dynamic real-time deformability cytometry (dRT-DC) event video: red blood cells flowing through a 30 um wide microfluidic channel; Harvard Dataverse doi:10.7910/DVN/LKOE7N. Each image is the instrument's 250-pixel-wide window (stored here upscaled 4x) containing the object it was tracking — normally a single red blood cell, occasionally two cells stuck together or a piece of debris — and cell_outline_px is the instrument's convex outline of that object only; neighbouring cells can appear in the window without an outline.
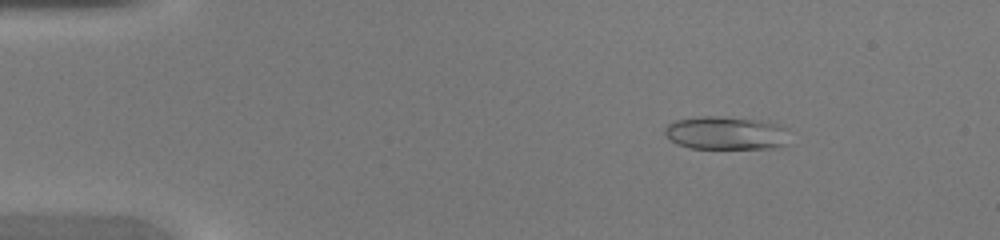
{"species": "common noctule bat (a hibernating species)", "species_latin": "Nyctalus noctula", "temperature_condition": "warm", "stored_images_in_passage": 45, "camera_frame_rate_fps": 3000, "um_per_image_px": 0.085, "animal": {"sex": "female", "body_mass_g": 20.0, "forearm_length_mm": 54.0}, "frame": {"image": 1, "passage_image": 6, "time_ms": 1.667, "image_size_px": [1000, 240], "cell_outline_px": [[788, 144], [776, 148], [692, 148], [680, 144], [672, 140], [664, 132], [664, 128], [668, 124], [676, 120], [700, 116], [724, 116], [760, 120], [776, 124], [788, 128]], "centroid_in_image_um": [61.77, 11.3], "position_along_channel_um": 23.2, "area_um2": 24.22}}
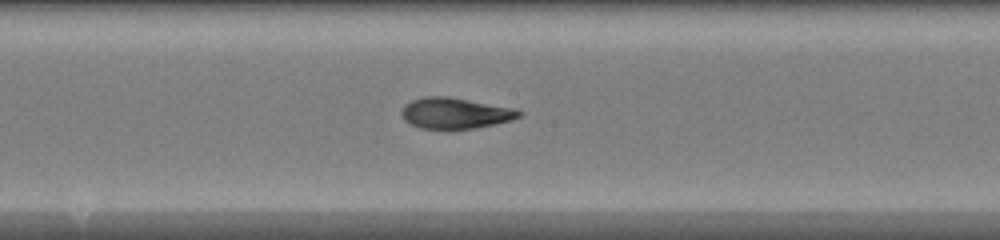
{"frame": {"image": 2, "passage_image": 24, "time_ms": 7.667, "image_size_px": [1000, 240], "cell_outline_px": [[524, 112], [520, 116], [512, 120], [496, 124], [476, 128], [420, 128], [404, 120], [400, 112], [404, 104], [412, 100], [424, 96], [448, 96], [512, 108]], "centroid_in_image_um": [38.67, 9.61], "position_along_channel_um": 209.5, "area_um2": 21.04}}
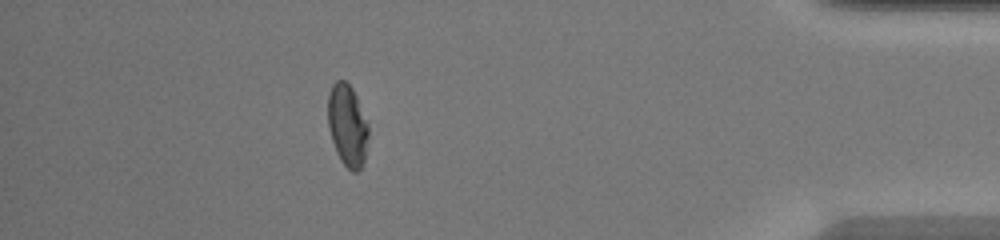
{"frame": {"image": 3, "passage_image": 40, "time_ms": 13.0, "image_size_px": [1000, 240], "cell_outline_px": [[368, 136], [364, 164], [356, 172], [352, 172], [340, 160], [336, 152], [328, 128], [328, 96], [332, 84], [336, 80], [344, 80], [352, 88], [356, 96], [368, 124]], "centroid_in_image_um": [29.52, 10.67], "position_along_channel_um": 405.7, "area_um2": 19.36}}